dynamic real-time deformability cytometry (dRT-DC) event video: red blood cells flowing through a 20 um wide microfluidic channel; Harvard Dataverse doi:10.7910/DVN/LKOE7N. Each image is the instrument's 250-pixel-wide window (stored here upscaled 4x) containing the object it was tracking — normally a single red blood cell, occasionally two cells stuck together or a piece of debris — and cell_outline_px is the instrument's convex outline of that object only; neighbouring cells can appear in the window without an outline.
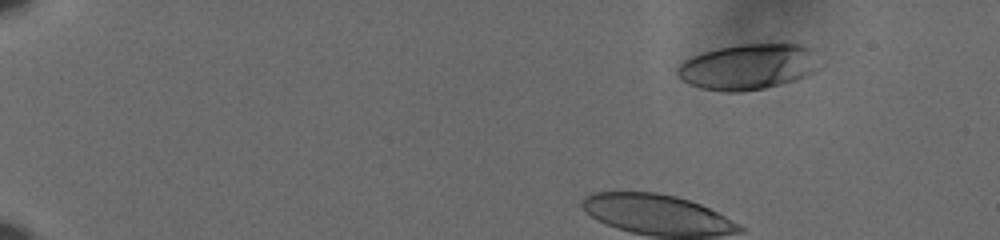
{"species": "human", "species_latin": "Homo sapiens", "temperature_condition": "cold", "stored_images_in_passage": 53, "camera_frame_rate_fps": 3000, "um_per_image_px": 0.085, "donor": {"sex": "male"}, "frame": {"image": 1, "passage_image": 9, "time_ms": 2.667, "image_size_px": [1000, 240], "cell_outline_px": [[820, 68], [804, 76], [780, 84], [764, 88], [740, 92], [724, 92], [700, 88], [688, 84], [680, 80], [676, 76], [676, 68], [684, 60], [692, 56], [704, 52], [720, 48], [740, 44], [796, 44], [808, 48], [812, 52]], "centroid_in_image_um": [63.5, 5.69], "position_along_channel_um": 21.5, "area_um2": 37.57}}
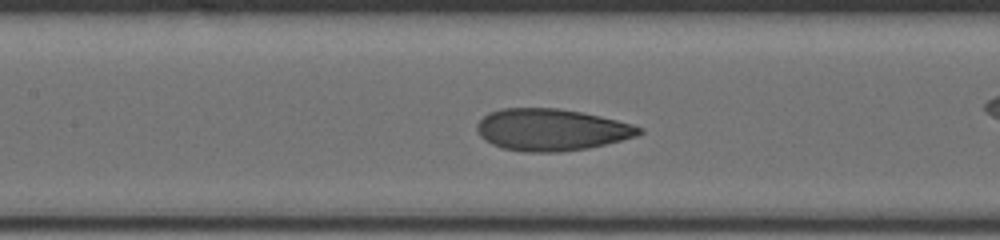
{"frame": {"image": 2, "passage_image": 29, "time_ms": 9.333, "image_size_px": [1000, 240], "cell_outline_px": [[644, 132], [636, 136], [588, 148], [560, 152], [524, 152], [504, 148], [492, 144], [484, 140], [480, 136], [476, 128], [476, 124], [488, 112], [500, 108], [556, 108], [580, 112], [600, 116], [632, 124], [644, 128]], "centroid_in_image_um": [46.84, 11.02], "position_along_channel_um": 160.6, "area_um2": 39.54}}
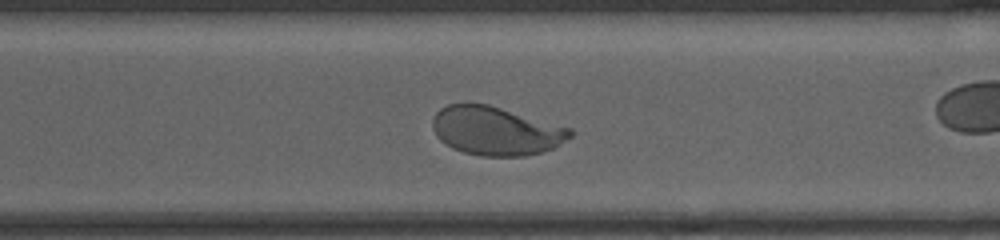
{"frame": {"image": 3, "passage_image": 43, "time_ms": 14.0, "image_size_px": [1000, 240], "cell_outline_px": [[572, 136], [552, 148], [540, 152], [524, 156], [484, 156], [464, 152], [452, 148], [440, 140], [436, 136], [432, 128], [432, 120], [436, 112], [440, 108], [448, 104], [464, 100], [488, 104], [572, 128]], "centroid_in_image_um": [42.09, 11.08], "position_along_channel_um": 328.5, "area_um2": 39.42}, "authors_computed_cell_mechanics": {"area_um2": 39.1306, "velocity_mm_per_s": 3.6157, "shape_relaxation_time_tau1_ms": 4.8644, "shape_relaxation_time_tau2_ms": 0.9429, "deformation_change_tau1": 0.1884, "deformation_change_tau2": 0.0667}}